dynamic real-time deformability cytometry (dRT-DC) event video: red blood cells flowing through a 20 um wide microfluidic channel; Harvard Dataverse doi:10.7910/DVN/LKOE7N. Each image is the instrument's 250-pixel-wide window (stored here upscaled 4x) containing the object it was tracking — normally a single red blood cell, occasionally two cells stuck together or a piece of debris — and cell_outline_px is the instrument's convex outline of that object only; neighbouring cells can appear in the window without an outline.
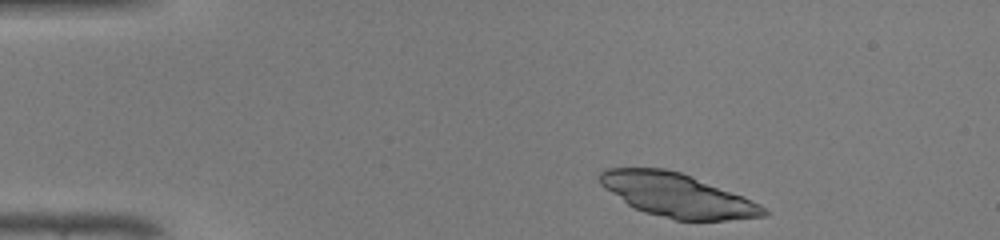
{"species": "common noctule bat (a hibernating species)", "species_latin": "Nyctalus noctula", "temperature_condition": "warm", "stored_images_in_passage": 9, "camera_frame_rate_fps": 3000, "um_per_image_px": 0.085, "animal": {"sex": "male", "body_mass_g": 19.0, "forearm_length_mm": 50.8}, "frame": {"image": 1, "passage_image": 1, "time_ms": 0.0, "image_size_px": [1000, 240], "cell_outline_px": [[768, 212], [764, 216], [724, 220], [676, 220], [644, 212], [628, 204], [604, 188], [600, 184], [596, 176], [604, 168], [664, 168], [680, 172], [692, 176], [752, 200], [760, 204]], "centroid_in_image_um": [57.51, 16.58], "position_along_channel_um": 27.5, "area_um2": 41.33}}